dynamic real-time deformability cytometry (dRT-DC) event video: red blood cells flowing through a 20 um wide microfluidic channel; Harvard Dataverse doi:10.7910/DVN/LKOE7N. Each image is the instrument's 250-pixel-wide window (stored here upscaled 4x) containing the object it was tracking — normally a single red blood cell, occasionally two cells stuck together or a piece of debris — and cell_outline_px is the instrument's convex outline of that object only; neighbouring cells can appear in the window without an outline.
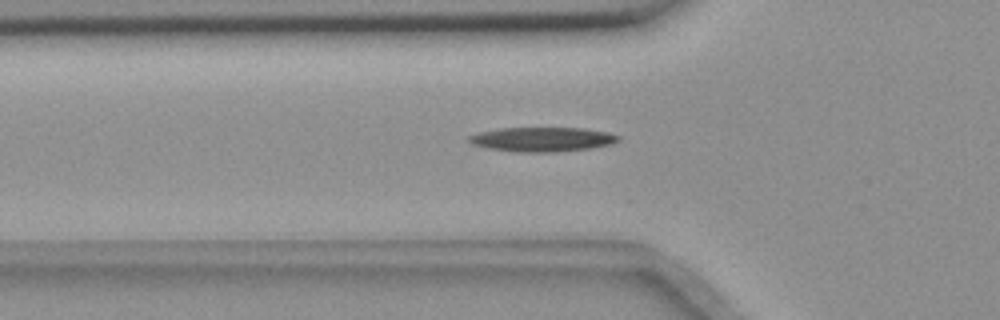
{"species": "common noctule bat (a hibernating species)", "species_latin": "Nyctalus noctula", "temperature_condition": "room temperature", "stored_images_in_passage": 36, "camera_frame_rate_fps": 3000, "um_per_image_px": 0.085, "animal": {"sex": "female", "body_mass_g": 18.4}, "frame": {"image": 1, "passage_image": 5, "time_ms": 1.333, "image_size_px": [1000, 320], "cell_outline_px": [[620, 140], [612, 144], [592, 148], [556, 152], [516, 152], [488, 148], [472, 144], [468, 140], [468, 136], [480, 132], [500, 128], [584, 128], [608, 132], [620, 136]], "centroid_in_image_um": [46.12, 11.85], "position_along_channel_um": 79.7, "area_um2": 21.33}}
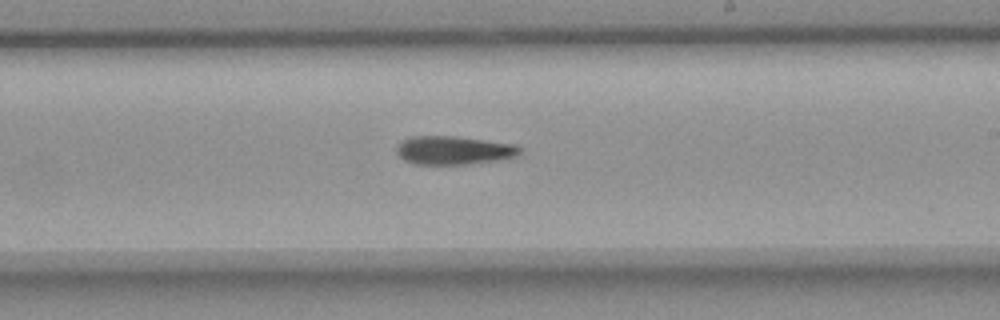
{"frame": {"image": 2, "passage_image": 19, "time_ms": 6.0, "image_size_px": [1000, 320], "cell_outline_px": [[520, 156], [508, 160], [472, 164], [412, 164], [404, 160], [396, 152], [396, 148], [404, 140], [412, 136], [456, 136], [516, 144], [520, 148]], "centroid_in_image_um": [38.66, 12.79], "position_along_channel_um": 250.3, "area_um2": 20.87}}
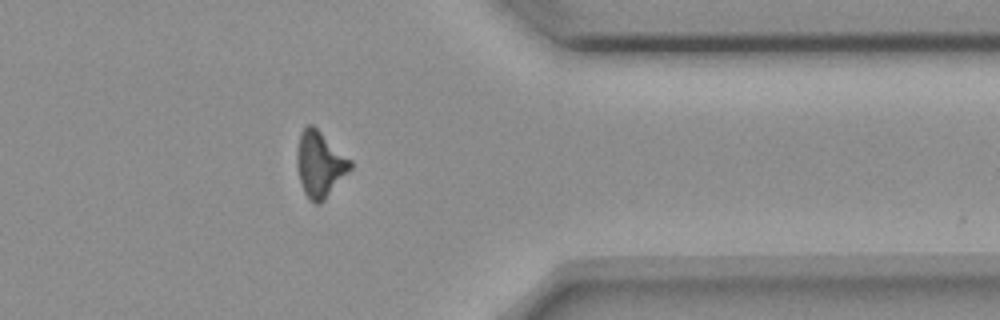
{"frame": {"image": 3, "passage_image": 31, "time_ms": 10.0, "image_size_px": [1000, 320], "cell_outline_px": [[352, 168], [324, 200], [320, 204], [312, 204], [308, 200], [304, 192], [300, 180], [296, 164], [296, 156], [300, 132], [308, 124], [312, 124], [352, 160]], "centroid_in_image_um": [27.18, 13.97], "position_along_channel_um": 384.2, "area_um2": 20.52}}